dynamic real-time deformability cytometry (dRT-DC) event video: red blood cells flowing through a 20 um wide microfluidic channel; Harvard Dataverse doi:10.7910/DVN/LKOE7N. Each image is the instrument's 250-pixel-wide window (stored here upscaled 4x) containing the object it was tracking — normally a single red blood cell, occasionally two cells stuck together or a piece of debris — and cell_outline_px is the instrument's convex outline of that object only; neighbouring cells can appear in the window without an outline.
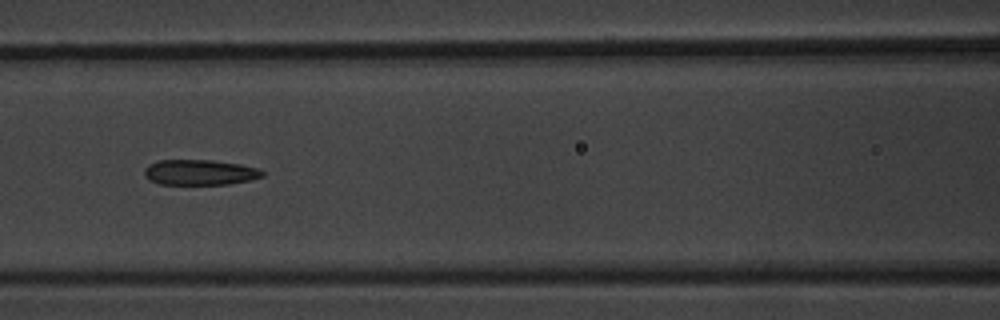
{"species": "common noctule bat (a hibernating species)", "species_latin": "Nyctalus noctula", "temperature_condition": "warm", "stored_images_in_passage": 7, "camera_frame_rate_fps": 3000, "um_per_image_px": 0.085, "animal": {"sex": "male", "body_mass_g": 20.1, "forearm_length_mm": 53.5}, "frame": {"image": 1, "passage_image": 6, "time_ms": 6.333, "image_size_px": [1000, 320], "cell_outline_px": [[264, 176], [252, 180], [228, 184], [160, 184], [148, 180], [144, 176], [144, 168], [148, 164], [160, 160], [212, 160], [240, 164], [260, 168], [264, 172]], "centroid_in_image_um": [16.99, 14.65], "position_along_channel_um": 149.6, "area_um2": 17.69}}
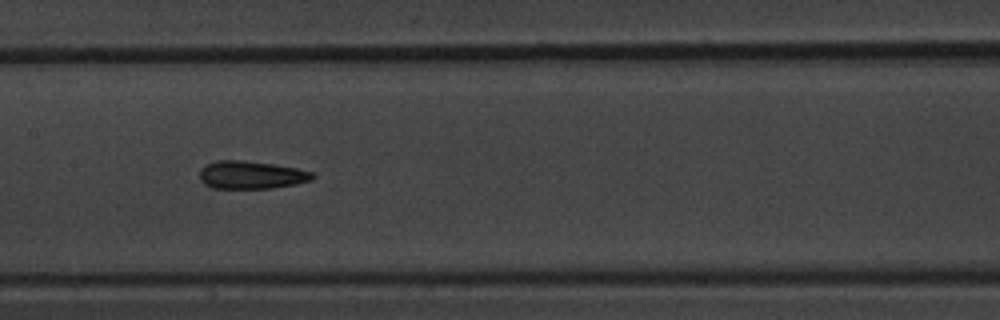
{"frame": {"image": 2, "passage_image": 7, "time_ms": 7.333, "image_size_px": [1000, 320], "cell_outline_px": [[316, 176], [312, 180], [296, 184], [272, 188], [212, 188], [204, 184], [200, 180], [200, 168], [204, 164], [220, 160], [236, 160], [272, 164], [296, 168], [312, 172]], "centroid_in_image_um": [21.33, 14.87], "position_along_channel_um": 186.1, "area_um2": 18.32}}